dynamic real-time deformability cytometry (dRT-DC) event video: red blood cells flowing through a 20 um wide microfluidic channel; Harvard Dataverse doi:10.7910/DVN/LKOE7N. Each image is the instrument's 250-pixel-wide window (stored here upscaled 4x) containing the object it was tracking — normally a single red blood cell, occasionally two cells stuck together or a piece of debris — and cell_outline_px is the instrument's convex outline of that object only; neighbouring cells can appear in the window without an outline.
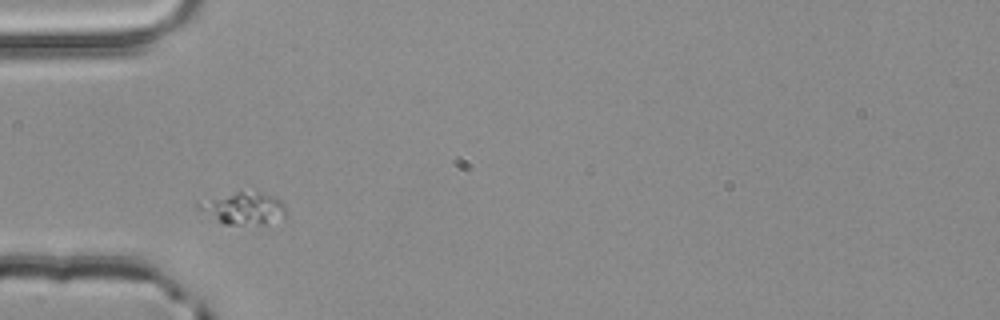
{"species": "common noctule bat (a hibernating species)", "species_latin": "Nyctalus noctula", "temperature_condition": "room temperature", "stored_images_in_passage": 3, "camera_frame_rate_fps": 3000, "um_per_image_px": 0.085, "animal": {"sex": "male", "body_mass_g": 20.4}, "frame": {"image": 1, "passage_image": 1, "time_ms": 0.0, "image_size_px": [1000, 320], "cell_outline_px": [[288, 212], [284, 220], [264, 224], [224, 224], [196, 208], [196, 200], [236, 192], [264, 192], [276, 196], [284, 204]], "centroid_in_image_um": [20.74, 17.69], "position_along_channel_um": 64.3, "area_um2": 16.88}}